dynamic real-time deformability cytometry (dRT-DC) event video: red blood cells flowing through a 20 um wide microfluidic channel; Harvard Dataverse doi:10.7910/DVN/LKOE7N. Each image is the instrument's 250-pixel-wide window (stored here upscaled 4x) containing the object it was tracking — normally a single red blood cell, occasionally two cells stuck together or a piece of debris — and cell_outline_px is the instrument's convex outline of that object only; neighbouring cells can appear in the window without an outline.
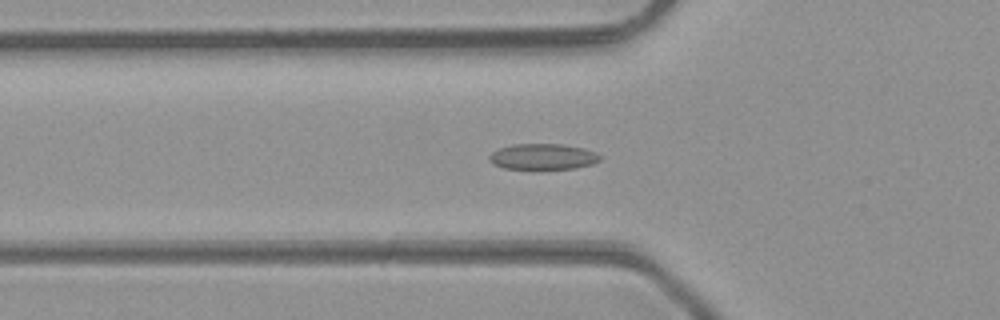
{"species": "common noctule bat (a hibernating species)", "species_latin": "Nyctalus noctula", "temperature_condition": "room temperature", "stored_images_in_passage": 48, "camera_frame_rate_fps": 3000, "um_per_image_px": 0.085, "animal": {"sex": "male", "body_mass_g": 23.1, "forearm_length_mm": 52.7}, "frame": {"image": 1, "passage_image": 16, "time_ms": 5.0, "image_size_px": [1000, 320], "cell_outline_px": [[600, 160], [592, 164], [576, 168], [536, 172], [504, 168], [492, 164], [488, 160], [488, 156], [492, 152], [500, 148], [512, 144], [564, 144], [584, 148], [596, 152], [600, 156]], "centroid_in_image_um": [46.11, 13.36], "position_along_channel_um": 79.7, "area_um2": 17.63}}
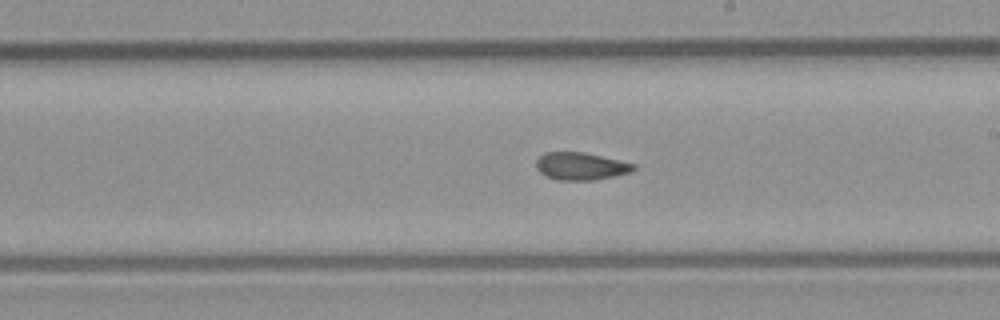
{"frame": {"image": 2, "passage_image": 27, "time_ms": 8.667, "image_size_px": [1000, 320], "cell_outline_px": [[636, 168], [632, 172], [596, 180], [556, 180], [544, 176], [536, 168], [536, 160], [544, 152], [584, 152], [636, 164]], "centroid_in_image_um": [49.36, 14.13], "position_along_channel_um": 239.6, "area_um2": 15.78}}
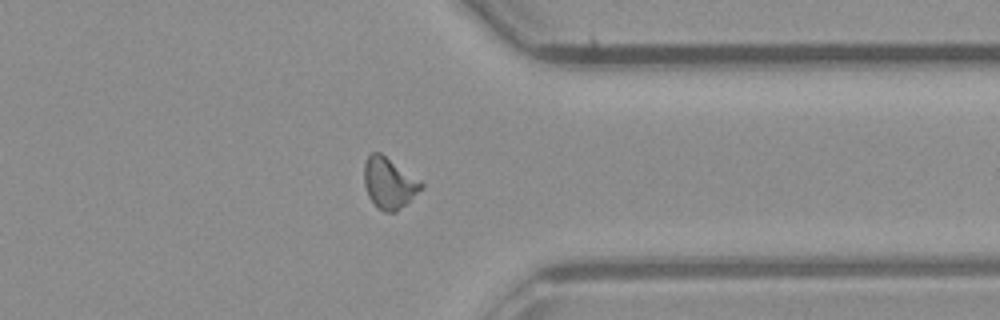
{"frame": {"image": 3, "passage_image": 37, "time_ms": 12.0, "image_size_px": [1000, 320], "cell_outline_px": [[424, 188], [396, 212], [384, 212], [376, 208], [368, 196], [364, 184], [364, 164], [368, 156], [372, 152], [380, 152], [420, 180], [424, 184]], "centroid_in_image_um": [33.07, 15.58], "position_along_channel_um": 378.3, "area_um2": 17.05}, "authors_computed_cell_mechanics": {"area_um2": 16.1551, "velocity_mm_per_s": 4.3312, "shape_relaxation_time_tau1_ms": null, "shape_relaxation_time_tau2_ms": 2.3602, "deformation_change_tau1": null, "deformation_change_tau2": 0.0875}}